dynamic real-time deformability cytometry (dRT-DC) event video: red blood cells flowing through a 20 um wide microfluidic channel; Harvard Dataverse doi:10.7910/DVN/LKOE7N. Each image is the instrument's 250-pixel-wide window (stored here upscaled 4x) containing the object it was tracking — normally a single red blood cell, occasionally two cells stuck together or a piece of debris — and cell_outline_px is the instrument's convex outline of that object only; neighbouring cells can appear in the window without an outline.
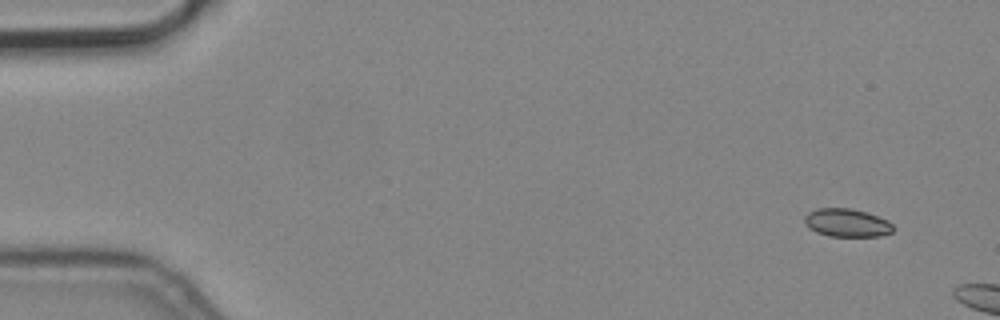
{"species": "common noctule bat (a hibernating species)", "species_latin": "Nyctalus noctula", "temperature_condition": "cold", "stored_images_in_passage": 3, "camera_frame_rate_fps": 3000, "um_per_image_px": 0.085, "animal": {"sex": "male", "body_mass_g": 19.2, "forearm_length_mm": 51.8}, "frame": {"image": 1, "passage_image": 1, "time_ms": 0.0, "image_size_px": [1000, 320], "cell_outline_px": [[896, 228], [892, 232], [880, 236], [828, 236], [816, 232], [804, 220], [804, 216], [808, 212], [816, 208], [852, 208], [888, 220]], "centroid_in_image_um": [72.01, 18.93], "position_along_channel_um": 13.0, "area_um2": 14.45}}